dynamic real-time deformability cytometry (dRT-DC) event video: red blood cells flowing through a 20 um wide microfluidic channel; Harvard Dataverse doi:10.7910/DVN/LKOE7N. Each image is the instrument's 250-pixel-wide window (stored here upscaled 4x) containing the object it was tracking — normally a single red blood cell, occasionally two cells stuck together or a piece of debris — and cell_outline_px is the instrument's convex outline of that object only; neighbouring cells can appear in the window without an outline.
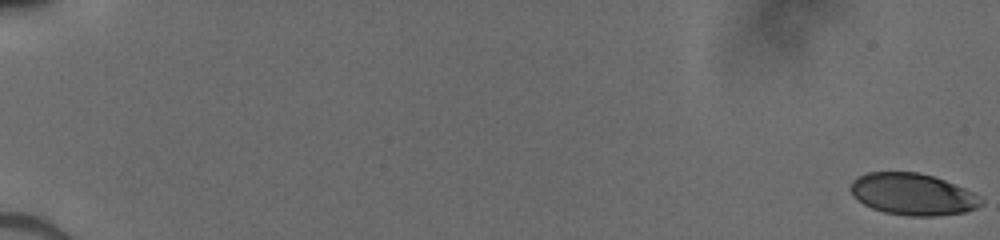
{"species": "human", "species_latin": "Homo sapiens", "temperature_condition": "cold", "stored_images_in_passage": 15, "camera_frame_rate_fps": 3000, "um_per_image_px": 0.085, "donor": {"sex": "male"}, "frame": {"image": 1, "passage_image": 1, "time_ms": 0.0, "image_size_px": [1000, 240], "cell_outline_px": [[984, 204], [976, 208], [964, 212], [936, 216], [908, 216], [884, 212], [872, 208], [864, 204], [852, 196], [848, 188], [852, 180], [868, 172], [916, 172], [932, 176], [944, 180], [964, 188], [980, 196], [984, 200]], "centroid_in_image_um": [77.57, 16.52], "position_along_channel_um": 7.4, "area_um2": 31.85}}
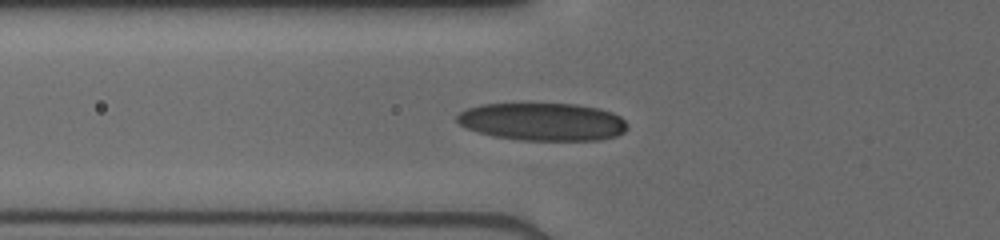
{"frame": {"image": 2, "passage_image": 13, "time_ms": 7.0, "image_size_px": [1000, 240], "cell_outline_px": [[628, 128], [624, 132], [616, 136], [600, 140], [520, 140], [492, 136], [476, 132], [460, 124], [456, 120], [456, 116], [460, 112], [468, 108], [484, 104], [576, 104], [600, 108], [612, 112], [620, 116], [628, 124]], "centroid_in_image_um": [46.15, 10.35], "position_along_channel_um": 79.7, "area_um2": 37.63}}
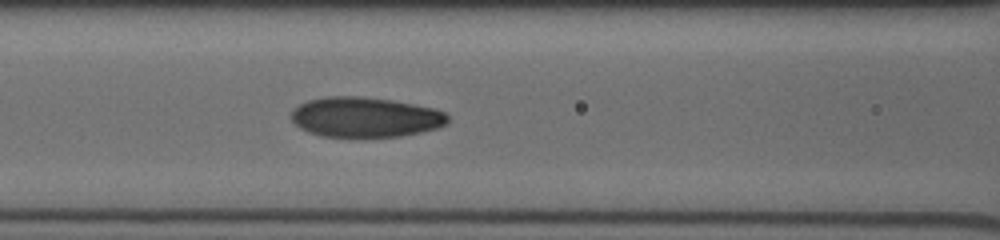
{"frame": {"image": 3, "passage_image": 15, "time_ms": 8.333, "image_size_px": [1000, 240], "cell_outline_px": [[448, 124], [436, 128], [420, 132], [400, 136], [364, 140], [360, 140], [320, 136], [308, 132], [300, 128], [292, 120], [292, 108], [308, 100], [324, 96], [360, 96], [392, 100], [432, 108], [444, 112], [448, 116]], "centroid_in_image_um": [31.01, 10.0], "position_along_channel_um": 135.6, "area_um2": 37.57}}